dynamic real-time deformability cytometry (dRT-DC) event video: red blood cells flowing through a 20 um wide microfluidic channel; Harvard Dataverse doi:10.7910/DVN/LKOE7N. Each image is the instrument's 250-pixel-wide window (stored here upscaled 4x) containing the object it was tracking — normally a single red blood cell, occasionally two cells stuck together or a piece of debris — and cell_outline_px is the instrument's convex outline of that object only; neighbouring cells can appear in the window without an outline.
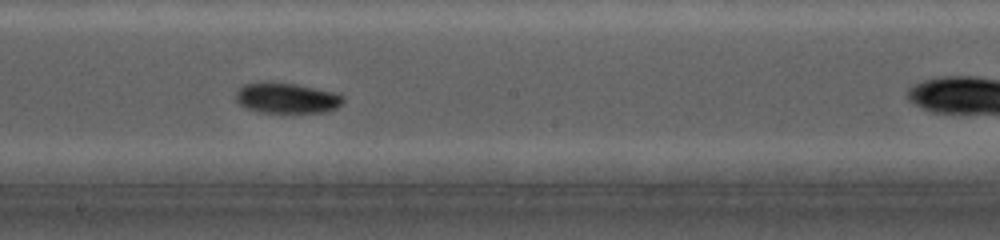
{"species": "common noctule bat (a hibernating species)", "species_latin": "Nyctalus noctula", "temperature_condition": "cold", "stored_images_in_passage": 8, "camera_frame_rate_fps": 5000, "um_per_image_px": 0.085, "animal": {"sex": "female", "body_mass_g": 19.0, "forearm_length_mm": 56.7}, "frame": {"image": 1, "passage_image": 6, "time_ms": 4.8, "image_size_px": [1000, 240], "cell_outline_px": [[344, 100], [336, 108], [328, 112], [260, 112], [244, 108], [236, 100], [236, 92], [244, 84], [296, 84], [336, 92], [344, 96]], "centroid_in_image_um": [24.42, 8.36], "position_along_channel_um": 223.8, "area_um2": 18.61}}